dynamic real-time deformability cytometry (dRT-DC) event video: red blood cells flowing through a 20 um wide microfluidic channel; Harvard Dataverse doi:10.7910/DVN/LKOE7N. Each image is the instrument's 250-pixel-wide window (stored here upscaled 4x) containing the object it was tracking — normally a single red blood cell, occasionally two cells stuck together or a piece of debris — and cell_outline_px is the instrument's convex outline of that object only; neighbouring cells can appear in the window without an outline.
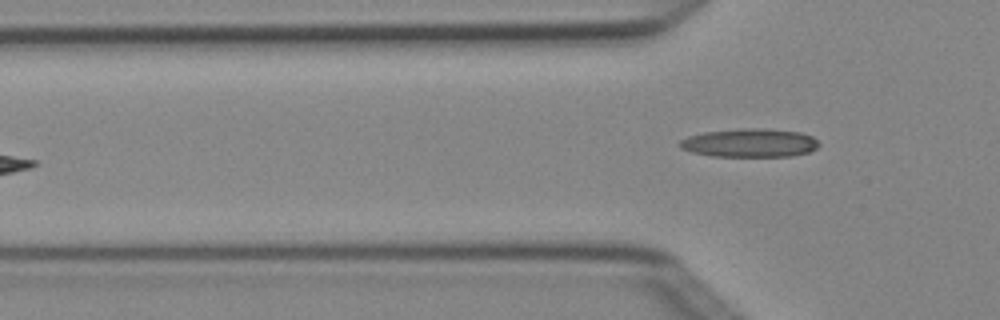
{"species": "Egyptian fruit bat (a non-hibernating species)", "species_latin": "Rousettus aegyptiacus", "temperature_condition": "cold", "stored_images_in_passage": 5, "camera_frame_rate_fps": 3000, "um_per_image_px": 0.085, "animal": {"sex": "female"}, "frame": {"image": 1, "passage_image": 5, "time_ms": 1.333, "image_size_px": [1000, 320], "cell_outline_px": [[820, 144], [816, 148], [808, 152], [792, 156], [712, 156], [692, 152], [680, 148], [676, 144], [680, 140], [688, 136], [704, 132], [740, 128], [768, 128], [800, 132], [812, 136]], "centroid_in_image_um": [63.7, 12.14], "position_along_channel_um": 62.1, "area_um2": 23.29}}